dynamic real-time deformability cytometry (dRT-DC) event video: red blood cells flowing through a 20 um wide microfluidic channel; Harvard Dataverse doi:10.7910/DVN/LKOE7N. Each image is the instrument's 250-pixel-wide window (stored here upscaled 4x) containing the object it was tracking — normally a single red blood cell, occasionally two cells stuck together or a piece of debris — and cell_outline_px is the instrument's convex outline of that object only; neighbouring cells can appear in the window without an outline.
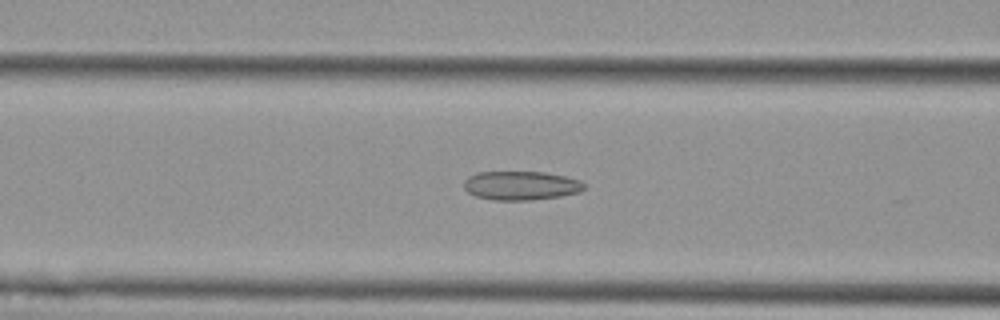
{"species": "Egyptian fruit bat (a non-hibernating species)", "species_latin": "Rousettus aegyptiacus", "temperature_condition": "cold", "stored_images_in_passage": 44, "camera_frame_rate_fps": 3000, "um_per_image_px": 0.085, "animal": {"sex": "female"}, "frame": {"image": 1, "passage_image": 21, "time_ms": 6.667, "image_size_px": [1000, 320], "cell_outline_px": [[584, 188], [580, 192], [560, 196], [528, 200], [492, 200], [476, 196], [468, 192], [464, 188], [464, 180], [468, 176], [476, 172], [544, 172], [564, 176], [580, 180], [584, 184]], "centroid_in_image_um": [44.25, 15.77], "position_along_channel_um": 122.3, "area_um2": 20.23}}
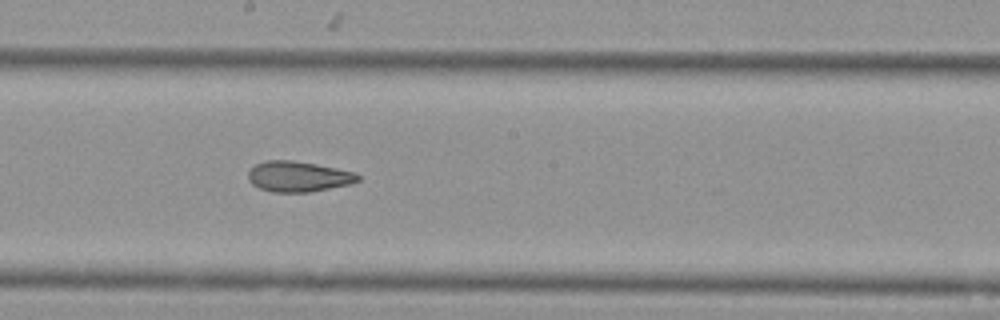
{"frame": {"image": 2, "passage_image": 29, "time_ms": 9.333, "image_size_px": [1000, 320], "cell_outline_px": [[360, 180], [348, 184], [308, 192], [272, 192], [260, 188], [252, 184], [248, 180], [248, 172], [256, 164], [264, 160], [292, 160], [316, 164], [356, 172], [360, 176]], "centroid_in_image_um": [25.34, 14.99], "position_along_channel_um": 222.9, "area_um2": 19.42}}
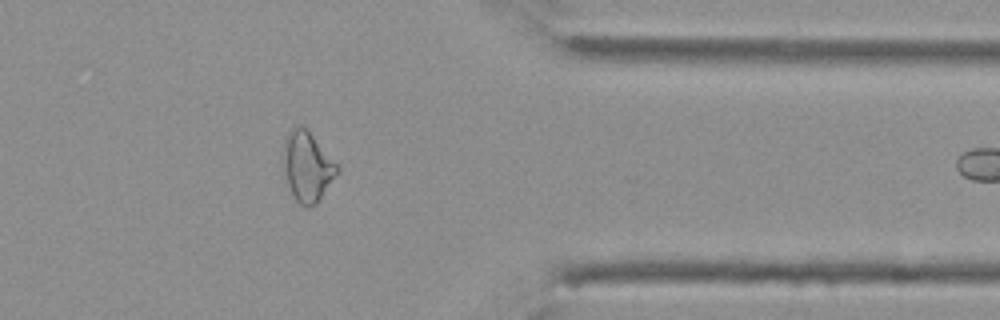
{"frame": {"image": 3, "passage_image": 43, "time_ms": 14.0, "image_size_px": [1000, 320], "cell_outline_px": [[340, 168], [316, 204], [308, 208], [300, 204], [296, 200], [288, 184], [280, 160], [284, 140], [288, 132], [292, 128], [304, 128], [312, 136]], "centroid_in_image_um": [26.06, 14.18], "position_along_channel_um": 385.3, "area_um2": 21.44}}